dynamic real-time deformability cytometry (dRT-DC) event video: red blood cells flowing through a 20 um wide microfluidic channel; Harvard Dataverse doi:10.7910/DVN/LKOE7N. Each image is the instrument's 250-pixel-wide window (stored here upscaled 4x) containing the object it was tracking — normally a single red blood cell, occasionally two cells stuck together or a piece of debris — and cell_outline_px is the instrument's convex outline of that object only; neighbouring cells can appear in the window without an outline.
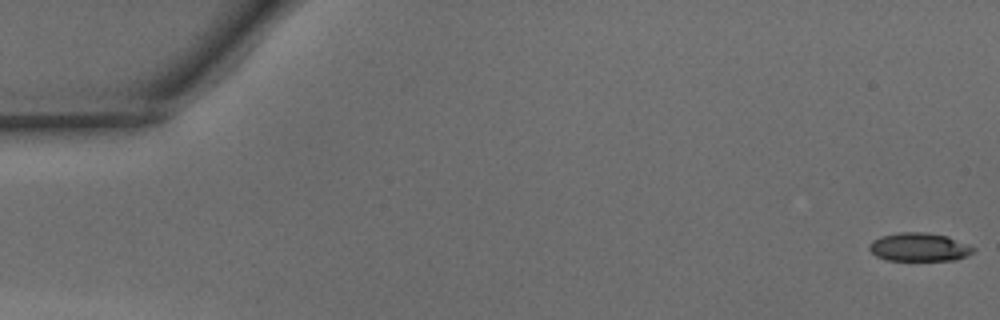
{"species": "common noctule bat (a hibernating species)", "species_latin": "Nyctalus noctula", "temperature_condition": "warm", "stored_images_in_passage": 19, "camera_frame_rate_fps": 3000, "um_per_image_px": 0.085, "animal": {"sex": "male", "body_mass_g": 15.6}, "frame": {"image": 1, "passage_image": 1, "time_ms": 0.0, "image_size_px": [1000, 320], "cell_outline_px": [[976, 248], [968, 256], [956, 260], [888, 260], [876, 256], [868, 248], [868, 244], [872, 240], [880, 236], [896, 232], [928, 232], [948, 236], [968, 244]], "centroid_in_image_um": [78.13, 20.99], "position_along_channel_um": 6.9, "area_um2": 17.46}}
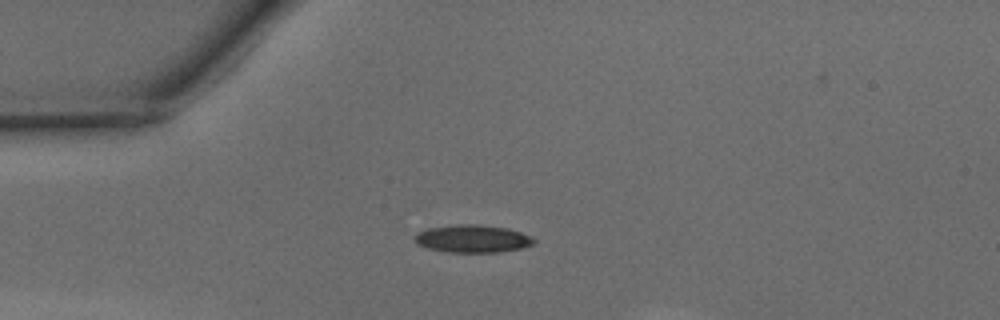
{"frame": {"image": 2, "passage_image": 13, "time_ms": 4.0, "image_size_px": [1000, 320], "cell_outline_px": [[536, 240], [532, 244], [520, 248], [500, 252], [448, 252], [428, 248], [416, 244], [412, 236], [416, 232], [428, 228], [456, 224], [476, 224], [508, 228], [532, 236]], "centroid_in_image_um": [40.12, 20.28], "position_along_channel_um": 44.9, "area_um2": 19.36}}
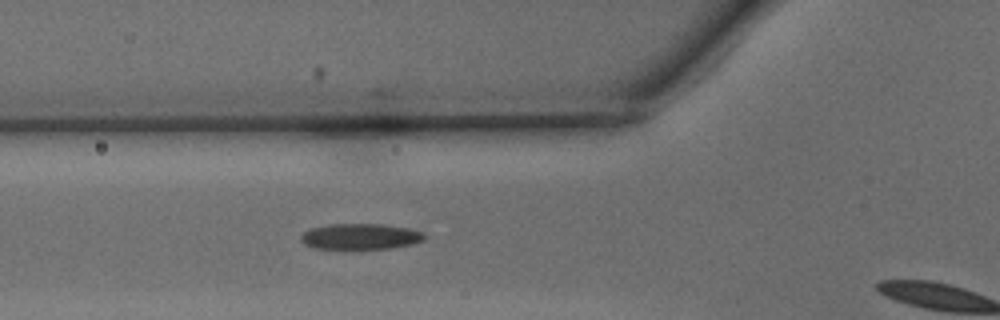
{"frame": {"image": 3, "passage_image": 18, "time_ms": 5.667, "image_size_px": [1000, 320], "cell_outline_px": [[424, 240], [412, 244], [388, 248], [312, 248], [304, 244], [300, 240], [300, 236], [304, 232], [312, 228], [328, 224], [380, 224], [408, 228], [424, 232]], "centroid_in_image_um": [30.61, 20.09], "position_along_channel_um": 95.2, "area_um2": 18.38}}